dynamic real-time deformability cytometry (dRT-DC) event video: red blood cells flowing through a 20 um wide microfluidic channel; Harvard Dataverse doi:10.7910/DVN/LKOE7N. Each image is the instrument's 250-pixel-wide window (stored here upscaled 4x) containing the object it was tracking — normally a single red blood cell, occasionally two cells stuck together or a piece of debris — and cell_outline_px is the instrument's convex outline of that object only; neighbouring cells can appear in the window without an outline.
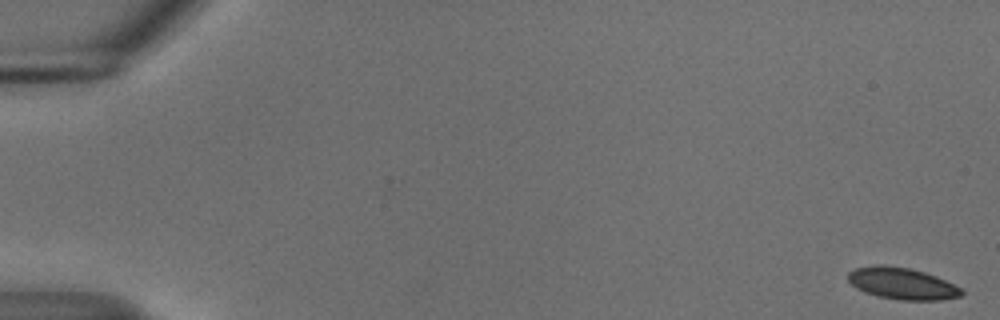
{"species": "common noctule bat (a hibernating species)", "species_latin": "Nyctalus noctula", "temperature_condition": "cold", "stored_images_in_passage": 57, "camera_frame_rate_fps": 3000, "um_per_image_px": 0.085, "animal": {"sex": "male", "body_mass_g": 18.8}, "frame": {"image": 1, "passage_image": 1, "time_ms": 0.0, "image_size_px": [1000, 320], "cell_outline_px": [[964, 292], [960, 296], [940, 300], [900, 300], [876, 296], [864, 292], [856, 288], [848, 280], [848, 272], [856, 268], [876, 264], [884, 264], [908, 268], [924, 272], [936, 276], [960, 288]], "centroid_in_image_um": [76.63, 24.09], "position_along_channel_um": 8.4, "area_um2": 20.92}}
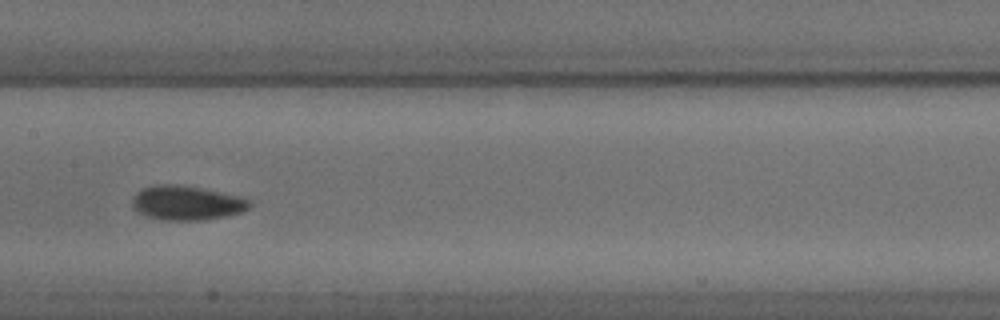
{"frame": {"image": 2, "passage_image": 29, "time_ms": 9.333, "image_size_px": [1000, 320], "cell_outline_px": [[252, 204], [248, 208], [240, 212], [224, 216], [200, 220], [164, 220], [148, 216], [132, 208], [132, 200], [136, 192], [140, 188], [152, 184], [180, 184], [244, 196], [252, 200]], "centroid_in_image_um": [15.87, 17.22], "position_along_channel_um": 191.5, "area_um2": 23.76}}
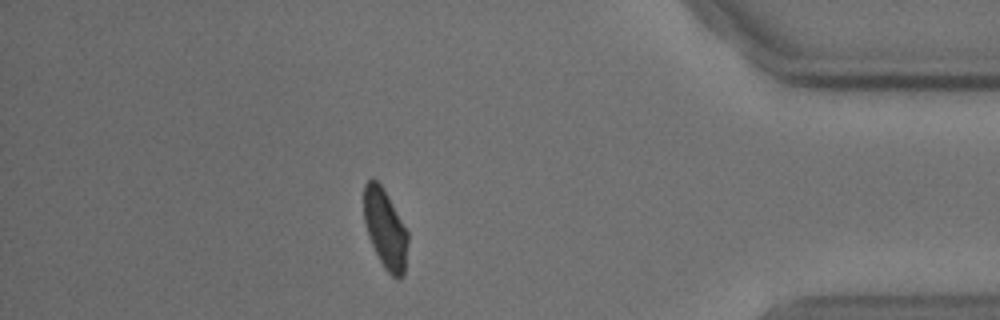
{"frame": {"image": 3, "passage_image": 49, "time_ms": 16.0, "image_size_px": [1000, 320], "cell_outline_px": [[408, 240], [404, 276], [400, 280], [396, 280], [384, 268], [368, 236], [364, 220], [364, 184], [368, 180], [376, 180], [380, 184], [408, 232]], "centroid_in_image_um": [32.75, 19.52], "position_along_channel_um": 402.4, "area_um2": 20.06}, "authors_computed_cell_mechanics": {"area_um2": 21.386, "velocity_mm_per_s": 3.6808, "shape_relaxation_time_tau1_ms": 3.6029, "shape_relaxation_time_tau2_ms": 3.0074, "deformation_change_tau1": 0.1, "deformation_change_tau2": 0.0554}}